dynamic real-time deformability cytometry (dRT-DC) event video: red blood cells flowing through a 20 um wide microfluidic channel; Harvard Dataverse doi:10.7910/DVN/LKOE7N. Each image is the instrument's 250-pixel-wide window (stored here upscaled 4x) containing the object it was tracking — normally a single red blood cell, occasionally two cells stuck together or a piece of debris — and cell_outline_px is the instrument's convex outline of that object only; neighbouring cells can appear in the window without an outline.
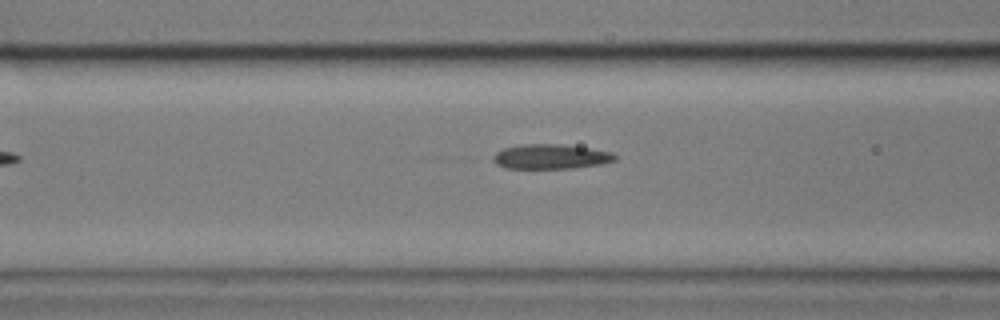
{"species": "common noctule bat (a hibernating species)", "species_latin": "Nyctalus noctula", "temperature_condition": "cold", "stored_images_in_passage": 3, "camera_frame_rate_fps": 3000, "um_per_image_px": 0.085, "animal": {"sex": "male", "body_mass_g": 17.9}, "frame": {"image": 1, "passage_image": 3, "time_ms": 3.0, "image_size_px": [1000, 320], "cell_outline_px": [[616, 160], [604, 164], [576, 168], [504, 168], [496, 164], [492, 160], [492, 156], [496, 152], [504, 148], [520, 144], [560, 144], [588, 148], [612, 152], [616, 156]], "centroid_in_image_um": [46.81, 13.31], "position_along_channel_um": 119.8, "area_um2": 17.69}}